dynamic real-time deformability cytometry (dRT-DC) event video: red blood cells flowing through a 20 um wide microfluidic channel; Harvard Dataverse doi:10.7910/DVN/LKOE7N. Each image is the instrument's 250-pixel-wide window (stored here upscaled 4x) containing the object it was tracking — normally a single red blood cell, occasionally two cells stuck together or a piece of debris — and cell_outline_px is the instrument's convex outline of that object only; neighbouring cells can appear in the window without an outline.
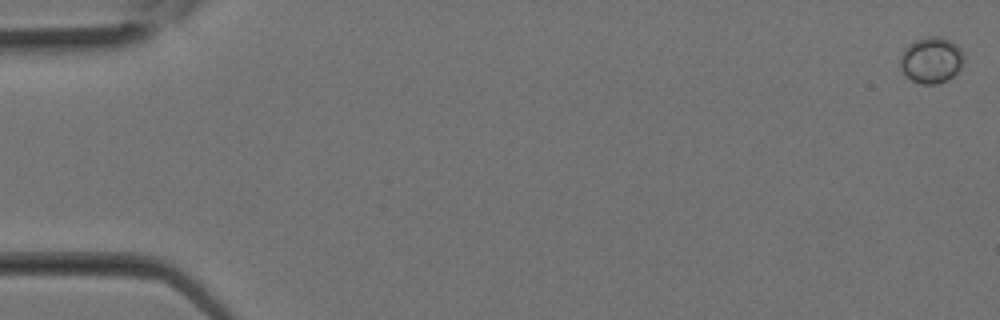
{"species": "Egyptian fruit bat (a non-hibernating species)", "species_latin": "Rousettus aegyptiacus", "temperature_condition": "room temperature", "stored_images_in_passage": 15, "camera_frame_rate_fps": 3000, "um_per_image_px": 0.085, "animal": {"sex": "female"}, "frame": {"image": 1, "passage_image": 1, "time_ms": 0.0, "image_size_px": [1000, 320], "cell_outline_px": [[964, 60], [960, 68], [948, 80], [936, 84], [920, 84], [912, 80], [900, 68], [900, 56], [904, 48], [908, 44], [916, 40], [928, 36], [940, 36], [952, 40], [960, 48], [964, 56]], "centroid_in_image_um": [79.16, 5.09], "position_along_channel_um": 5.8, "area_um2": 17.22}}
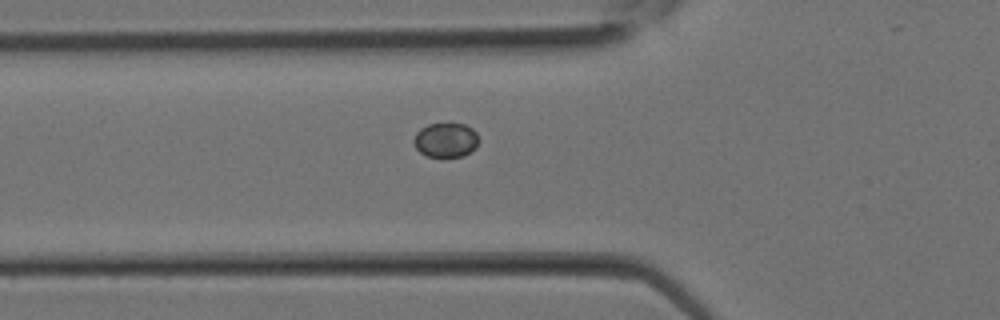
{"frame": {"image": 2, "passage_image": 11, "time_ms": 3.333, "image_size_px": [1000, 320], "cell_outline_px": [[480, 140], [476, 148], [464, 156], [428, 156], [420, 152], [416, 148], [412, 140], [416, 132], [420, 128], [428, 124], [464, 124], [472, 128], [476, 132]], "centroid_in_image_um": [37.9, 11.9], "position_along_channel_um": 87.9, "area_um2": 13.12}}
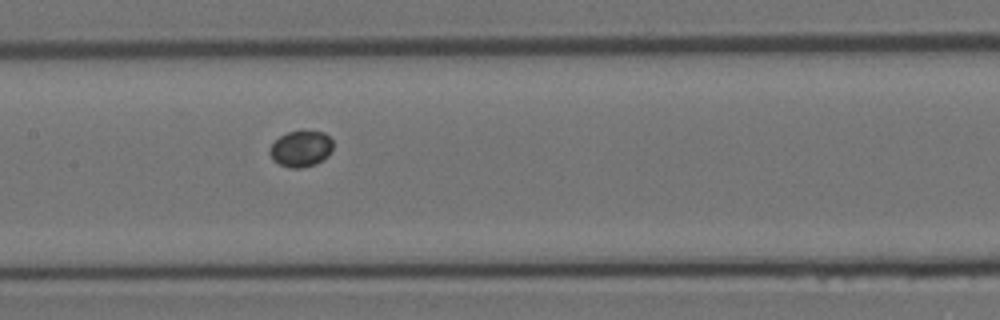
{"frame": {"image": 3, "passage_image": 15, "time_ms": 4.667, "image_size_px": [1000, 320], "cell_outline_px": [[332, 148], [328, 156], [316, 164], [300, 168], [288, 168], [272, 160], [268, 152], [268, 148], [280, 136], [288, 132], [300, 128], [324, 132], [332, 140]], "centroid_in_image_um": [25.56, 12.61], "position_along_channel_um": 181.8, "area_um2": 13.76}}